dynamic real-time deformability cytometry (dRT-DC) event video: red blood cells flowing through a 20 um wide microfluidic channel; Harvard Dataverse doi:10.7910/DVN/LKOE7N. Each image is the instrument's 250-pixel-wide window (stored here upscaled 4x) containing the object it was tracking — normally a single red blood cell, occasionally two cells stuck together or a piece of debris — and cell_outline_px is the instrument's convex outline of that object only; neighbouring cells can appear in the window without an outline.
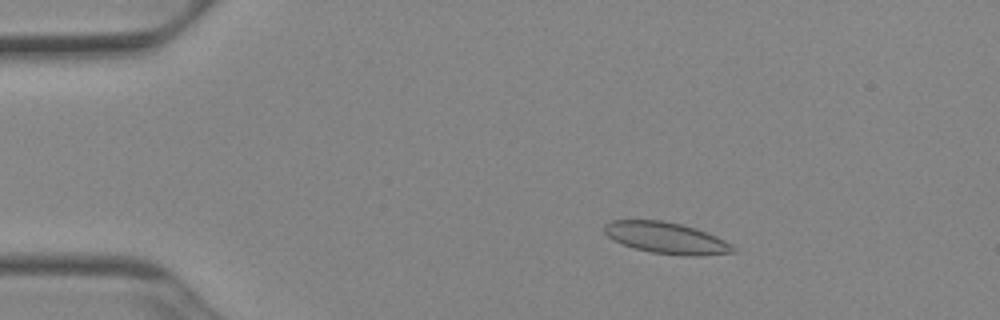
{"species": "Egyptian fruit bat (a non-hibernating species)", "species_latin": "Rousettus aegyptiacus", "temperature_condition": "cold", "stored_images_in_passage": 52, "camera_frame_rate_fps": 3000, "um_per_image_px": 0.085, "animal": {"sex": "female"}, "frame": {"image": 1, "passage_image": 9, "time_ms": 2.667, "image_size_px": [1000, 320], "cell_outline_px": [[736, 252], [700, 256], [684, 256], [652, 252], [636, 248], [624, 244], [608, 236], [604, 232], [604, 224], [612, 220], [664, 220], [696, 228], [716, 236], [732, 244], [736, 248]], "centroid_in_image_um": [56.68, 20.22], "position_along_channel_um": 28.3, "area_um2": 23.47}}
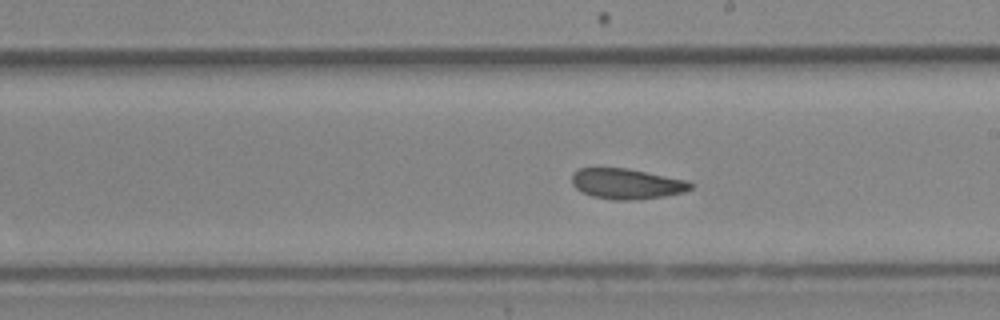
{"frame": {"image": 2, "passage_image": 30, "time_ms": 9.667, "image_size_px": [1000, 320], "cell_outline_px": [[696, 184], [692, 188], [684, 192], [664, 196], [636, 200], [612, 200], [592, 196], [580, 192], [572, 184], [572, 172], [580, 168], [628, 168], [688, 180]], "centroid_in_image_um": [53.28, 15.62], "position_along_channel_um": 235.7, "area_um2": 21.39}}
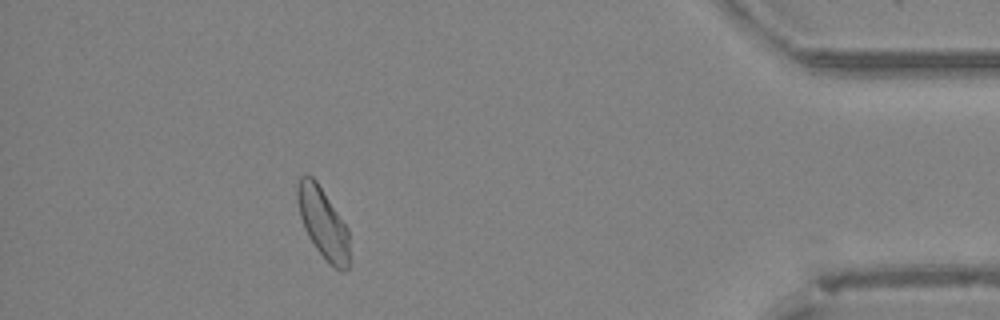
{"frame": {"image": 3, "passage_image": 47, "time_ms": 15.333, "image_size_px": [1000, 320], "cell_outline_px": [[348, 268], [344, 272], [340, 272], [316, 248], [308, 236], [304, 228], [300, 216], [296, 196], [296, 184], [300, 176], [312, 176], [316, 180], [348, 228]], "centroid_in_image_um": [27.43, 18.92], "position_along_channel_um": 407.8, "area_um2": 21.04}, "authors_computed_cell_mechanics": {"area_um2": 22.0507, "velocity_mm_per_s": 3.8891, "shape_relaxation_time_tau1_ms": null, "shape_relaxation_time_tau2_ms": 1.655, "deformation_change_tau1": null, "deformation_change_tau2": 0.0627}}